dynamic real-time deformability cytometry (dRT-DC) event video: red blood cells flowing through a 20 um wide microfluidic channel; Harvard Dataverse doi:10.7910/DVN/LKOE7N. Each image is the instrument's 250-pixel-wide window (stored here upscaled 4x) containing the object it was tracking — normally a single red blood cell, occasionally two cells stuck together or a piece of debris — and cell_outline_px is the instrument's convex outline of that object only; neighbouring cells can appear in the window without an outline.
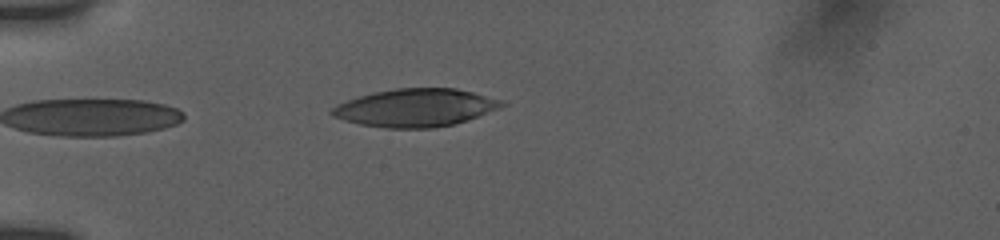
{"species": "human", "species_latin": "Homo sapiens", "temperature_condition": "room temperature", "stored_images_in_passage": 7, "camera_frame_rate_fps": 3000, "um_per_image_px": 0.085, "donor": {"sex": "female"}, "frame": {"image": 1, "passage_image": 7, "time_ms": 5.333, "image_size_px": [1000, 240], "cell_outline_px": [[508, 104], [500, 108], [468, 120], [452, 124], [432, 128], [384, 128], [360, 124], [344, 120], [332, 116], [328, 112], [336, 104], [360, 96], [376, 92], [396, 88], [456, 88], [504, 100]], "centroid_in_image_um": [35.33, 9.16], "position_along_channel_um": 49.7, "area_um2": 37.51}}